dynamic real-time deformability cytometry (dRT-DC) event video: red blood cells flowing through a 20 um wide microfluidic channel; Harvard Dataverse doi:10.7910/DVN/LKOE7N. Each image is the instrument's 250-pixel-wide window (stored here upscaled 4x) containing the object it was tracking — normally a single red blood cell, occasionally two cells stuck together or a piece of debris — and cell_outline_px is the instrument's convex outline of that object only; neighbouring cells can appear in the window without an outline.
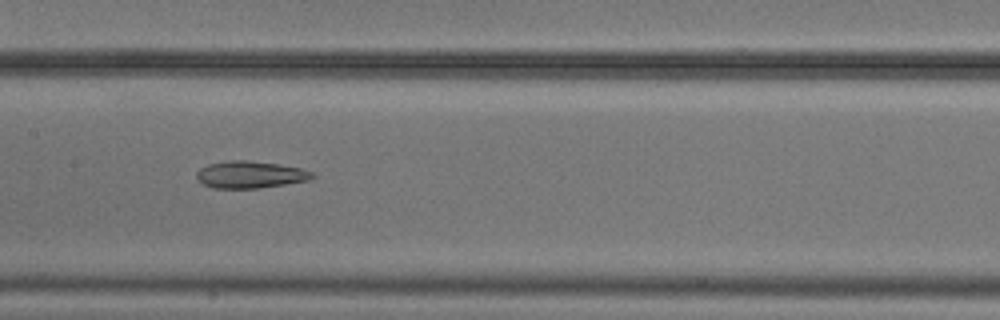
{"species": "common noctule bat (a hibernating species)", "species_latin": "Nyctalus noctula", "temperature_condition": "cold", "stored_images_in_passage": 33, "camera_frame_rate_fps": 3000, "um_per_image_px": 0.085, "animal": {"sex": "male", "body_mass_g": 20.5, "forearm_length_mm": 52.5}, "frame": {"image": 1, "passage_image": 10, "time_ms": 3.0, "image_size_px": [1000, 320], "cell_outline_px": [[316, 176], [308, 180], [260, 188], [212, 188], [204, 184], [196, 176], [196, 172], [200, 168], [208, 164], [232, 160], [248, 160], [280, 164], [300, 168], [312, 172]], "centroid_in_image_um": [21.27, 14.84], "position_along_channel_um": 186.1, "area_um2": 18.15}}